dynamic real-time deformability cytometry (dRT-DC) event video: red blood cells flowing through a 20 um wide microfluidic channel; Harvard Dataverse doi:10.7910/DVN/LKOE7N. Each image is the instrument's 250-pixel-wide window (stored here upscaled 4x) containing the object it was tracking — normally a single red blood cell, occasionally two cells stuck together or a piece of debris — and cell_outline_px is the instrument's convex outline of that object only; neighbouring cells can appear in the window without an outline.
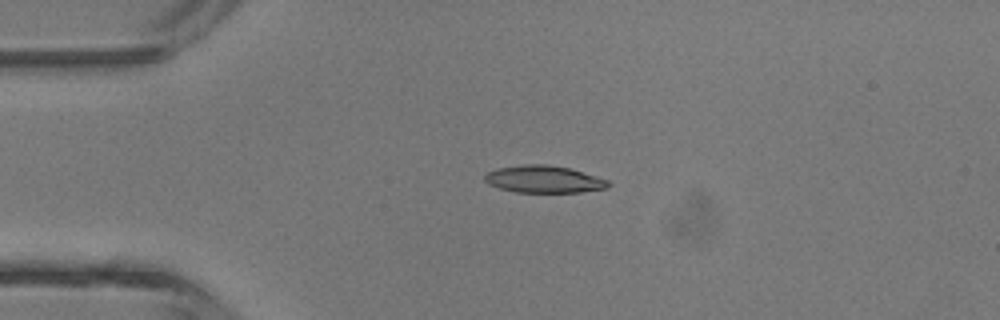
{"species": "common noctule bat (a hibernating species)", "species_latin": "Nyctalus noctula", "temperature_condition": "room temperature", "stored_images_in_passage": 4, "camera_frame_rate_fps": 3000, "um_per_image_px": 0.085, "animal": {"sex": "male", "body_mass_g": 13.3}, "frame": {"image": 1, "passage_image": 2, "time_ms": 1.333, "image_size_px": [1000, 320], "cell_outline_px": [[612, 184], [608, 188], [580, 192], [516, 192], [500, 188], [488, 184], [484, 180], [484, 176], [488, 172], [496, 168], [524, 164], [548, 164], [568, 168], [608, 180]], "centroid_in_image_um": [46.22, 15.23], "position_along_channel_um": 38.8, "area_um2": 19.54}}
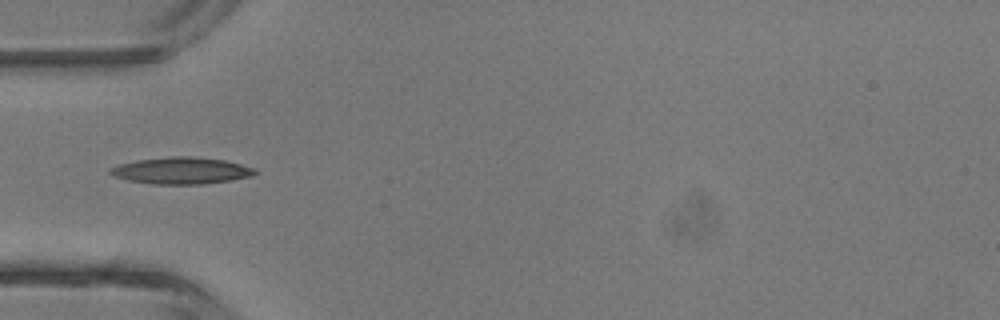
{"frame": {"image": 2, "passage_image": 3, "time_ms": 2.667, "image_size_px": [1000, 320], "cell_outline_px": [[256, 172], [252, 176], [228, 180], [200, 184], [152, 184], [128, 180], [116, 176], [108, 172], [108, 168], [120, 164], [136, 160], [172, 156], [188, 156], [224, 160], [256, 168]], "centroid_in_image_um": [15.39, 14.5], "position_along_channel_um": 69.6, "area_um2": 22.31}}
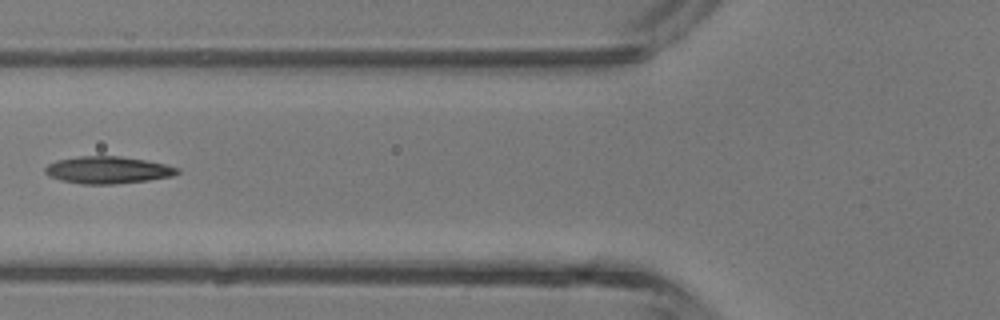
{"frame": {"image": 3, "passage_image": 4, "time_ms": 3.667, "image_size_px": [1000, 320], "cell_outline_px": [[180, 172], [172, 176], [148, 180], [116, 184], [80, 184], [60, 180], [48, 176], [44, 172], [44, 168], [48, 164], [56, 160], [76, 156], [120, 156], [144, 160], [164, 164], [180, 168]], "centroid_in_image_um": [9.12, 14.45], "position_along_channel_um": 116.7, "area_um2": 21.04}}